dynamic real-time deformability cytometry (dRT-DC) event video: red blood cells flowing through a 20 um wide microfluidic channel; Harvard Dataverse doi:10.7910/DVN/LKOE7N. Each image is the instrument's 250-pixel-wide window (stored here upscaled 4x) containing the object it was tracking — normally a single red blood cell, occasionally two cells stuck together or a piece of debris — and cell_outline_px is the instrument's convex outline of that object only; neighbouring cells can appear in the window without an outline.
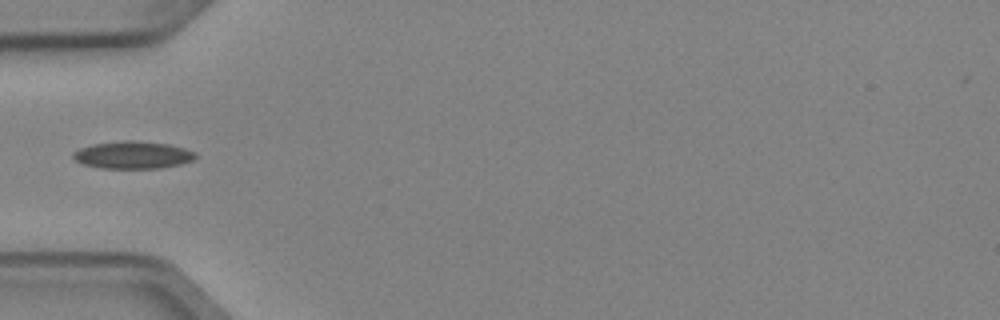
{"species": "Egyptian fruit bat (a non-hibernating species)", "species_latin": "Rousettus aegyptiacus", "temperature_condition": "cold", "stored_images_in_passage": 5, "camera_frame_rate_fps": 3000, "um_per_image_px": 0.085, "animal": {"sex": "female"}, "frame": {"image": 1, "passage_image": 4, "time_ms": 1.0, "image_size_px": [1000, 320], "cell_outline_px": [[196, 156], [192, 160], [180, 164], [160, 168], [100, 168], [84, 164], [76, 160], [72, 156], [72, 152], [80, 148], [92, 144], [124, 140], [132, 140], [168, 144], [184, 148], [196, 152]], "centroid_in_image_um": [11.28, 13.17], "position_along_channel_um": 73.7, "area_um2": 19.48}}
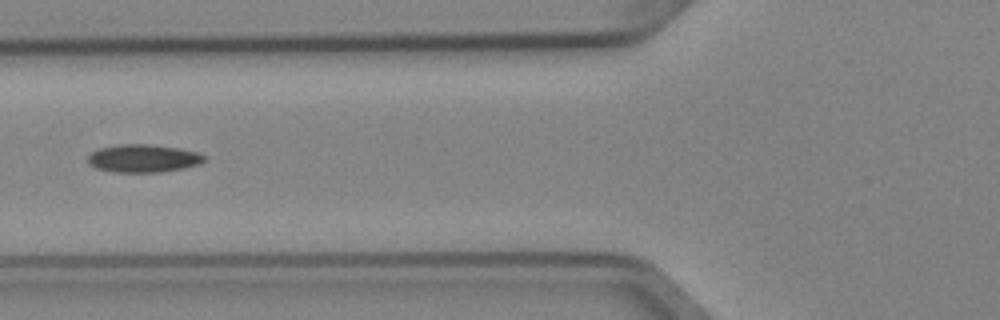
{"frame": {"image": 2, "passage_image": 5, "time_ms": 1.333, "image_size_px": [1000, 320], "cell_outline_px": [[208, 156], [200, 164], [184, 168], [160, 172], [112, 172], [96, 168], [88, 164], [88, 156], [92, 152], [100, 148], [120, 144], [148, 144], [180, 148], [200, 152]], "centroid_in_image_um": [12.21, 13.46], "position_along_channel_um": 113.6, "area_um2": 19.13}}